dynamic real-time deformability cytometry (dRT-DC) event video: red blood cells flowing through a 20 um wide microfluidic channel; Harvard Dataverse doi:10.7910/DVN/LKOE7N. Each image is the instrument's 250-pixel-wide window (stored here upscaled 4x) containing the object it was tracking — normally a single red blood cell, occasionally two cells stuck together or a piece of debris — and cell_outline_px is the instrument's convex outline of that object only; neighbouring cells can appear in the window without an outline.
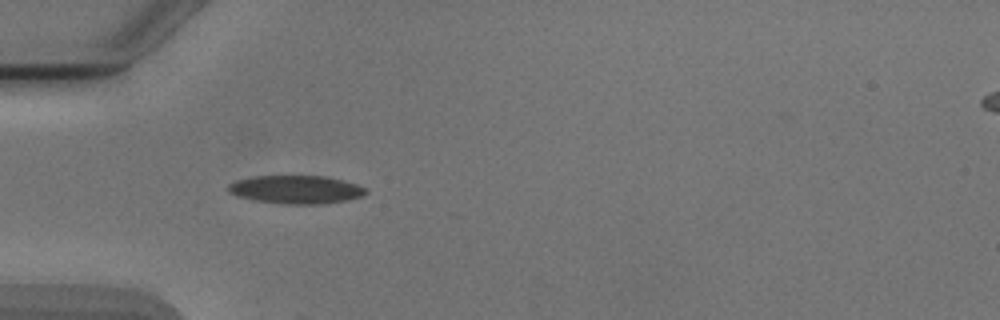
{"species": "Egyptian fruit bat (a non-hibernating species)", "species_latin": "Rousettus aegyptiacus", "temperature_condition": "cold", "stored_images_in_passage": 2, "camera_frame_rate_fps": 3000, "um_per_image_px": 0.085, "animal": {"sex": "male"}, "frame": {"image": 1, "passage_image": 2, "time_ms": 1.333, "image_size_px": [1000, 320], "cell_outline_px": [[368, 192], [360, 196], [348, 200], [324, 204], [280, 204], [252, 200], [236, 196], [228, 192], [228, 184], [236, 180], [252, 176], [324, 176], [356, 184], [364, 188]], "centroid_in_image_um": [25.1, 16.12], "position_along_channel_um": 59.9, "area_um2": 22.72}}